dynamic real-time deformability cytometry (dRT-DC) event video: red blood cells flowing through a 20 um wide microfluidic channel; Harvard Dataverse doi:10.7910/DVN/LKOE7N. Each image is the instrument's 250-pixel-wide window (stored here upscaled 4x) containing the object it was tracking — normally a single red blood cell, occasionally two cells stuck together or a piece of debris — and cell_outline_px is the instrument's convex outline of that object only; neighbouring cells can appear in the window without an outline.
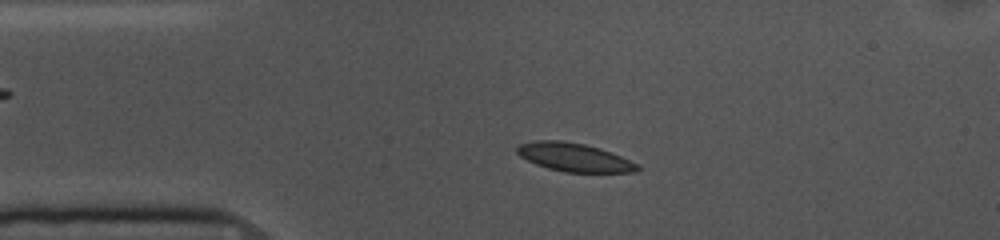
{"species": "common noctule bat (a hibernating species)", "species_latin": "Nyctalus noctula", "temperature_condition": "cold", "stored_images_in_passage": 51, "camera_frame_rate_fps": 3000, "um_per_image_px": 0.085, "animal": {"sex": "female", "body_mass_g": 10.0, "forearm_length_mm": 53.1}, "frame": {"image": 1, "passage_image": 8, "time_ms": 2.333, "image_size_px": [1000, 240], "cell_outline_px": [[640, 168], [636, 172], [564, 172], [548, 168], [536, 164], [520, 156], [516, 152], [516, 148], [520, 144], [536, 140], [560, 140], [584, 144], [600, 148], [612, 152], [640, 164]], "centroid_in_image_um": [48.84, 13.37], "position_along_channel_um": 36.2, "area_um2": 20.0}}
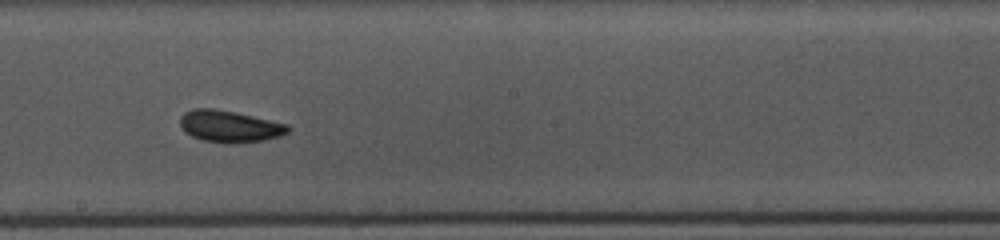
{"frame": {"image": 2, "passage_image": 26, "time_ms": 8.333, "image_size_px": [1000, 240], "cell_outline_px": [[292, 128], [288, 132], [280, 136], [264, 140], [232, 144], [224, 144], [204, 140], [192, 136], [184, 132], [180, 124], [180, 116], [184, 112], [192, 108], [212, 108], [236, 112], [288, 124]], "centroid_in_image_um": [19.51, 10.74], "position_along_channel_um": 228.7, "area_um2": 20.23}}
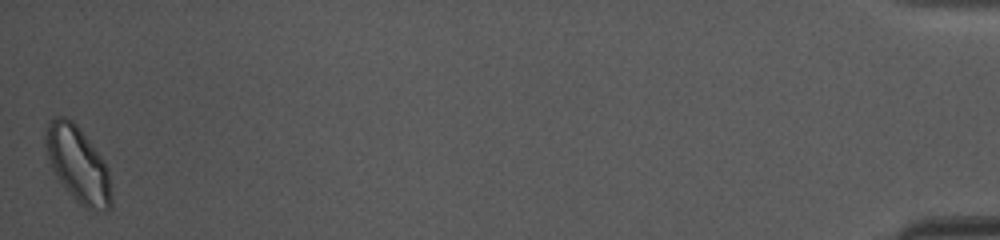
{"frame": {"image": 3, "passage_image": 51, "time_ms": 16.667, "image_size_px": [1000, 240], "cell_outline_px": [[112, 208], [108, 212], [104, 212], [84, 208], [72, 196], [56, 176], [52, 168], [44, 144], [44, 136], [48, 120], [52, 116], [64, 116], [72, 120], [80, 128], [104, 160], [108, 168], [112, 192]], "centroid_in_image_um": [6.64, 13.97], "position_along_channel_um": 428.6, "area_um2": 29.48}, "authors_computed_cell_mechanics": {"area_um2": 19.7098, "velocity_mm_per_s": 3.6052, "shape_relaxation_time_tau1_ms": null, "shape_relaxation_time_tau2_ms": 1.8248, "deformation_change_tau1": null, "deformation_change_tau2": 0.0635}}